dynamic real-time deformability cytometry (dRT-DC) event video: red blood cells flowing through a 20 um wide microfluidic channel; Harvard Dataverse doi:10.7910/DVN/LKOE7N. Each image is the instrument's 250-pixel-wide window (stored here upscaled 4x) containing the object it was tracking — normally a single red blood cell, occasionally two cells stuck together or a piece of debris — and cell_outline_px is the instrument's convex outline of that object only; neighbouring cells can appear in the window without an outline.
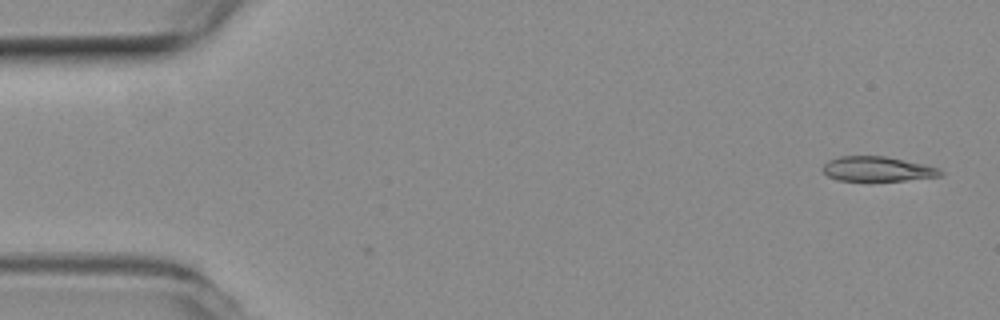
{"species": "common noctule bat (a hibernating species)", "species_latin": "Nyctalus noctula", "temperature_condition": "room temperature", "stored_images_in_passage": 6, "camera_frame_rate_fps": 3000, "um_per_image_px": 0.085, "animal": {"sex": "female", "body_mass_g": 19.3, "forearm_length_mm": 54.1}, "frame": {"image": 1, "passage_image": 1, "time_ms": 0.0, "image_size_px": [1000, 320], "cell_outline_px": [[944, 176], [904, 180], [836, 180], [828, 176], [820, 168], [828, 160], [840, 156], [884, 156], [924, 164], [940, 168], [944, 172]], "centroid_in_image_um": [74.59, 14.36], "position_along_channel_um": 10.4, "area_um2": 16.99}}
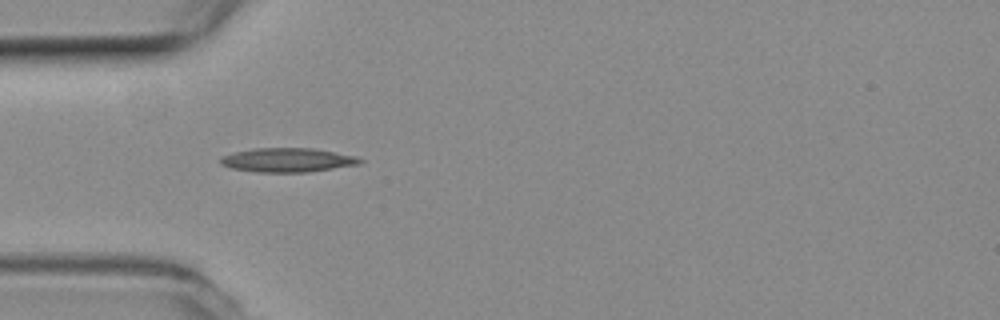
{"frame": {"image": 2, "passage_image": 5, "time_ms": 1.333, "image_size_px": [1000, 320], "cell_outline_px": [[364, 160], [360, 164], [308, 172], [256, 172], [232, 168], [220, 164], [220, 156], [252, 148], [312, 148], [356, 156]], "centroid_in_image_um": [24.43, 13.6], "position_along_channel_um": 60.6, "area_um2": 19.54}}
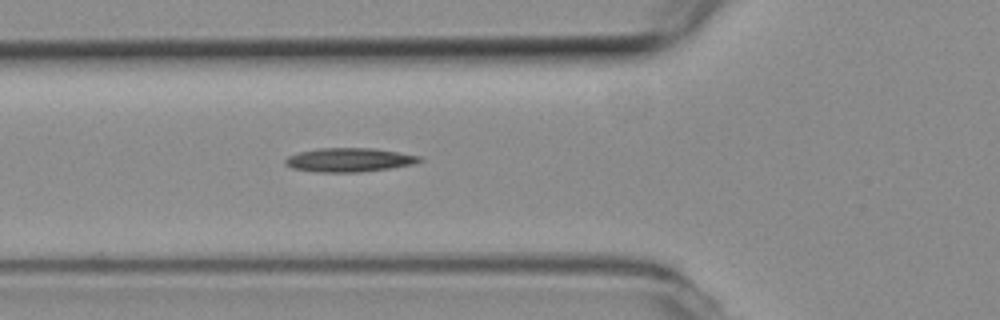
{"frame": {"image": 3, "passage_image": 6, "time_ms": 1.667, "image_size_px": [1000, 320], "cell_outline_px": [[424, 160], [412, 164], [388, 168], [360, 172], [320, 172], [292, 168], [284, 164], [284, 160], [288, 156], [300, 152], [320, 148], [376, 148], [400, 152], [420, 156]], "centroid_in_image_um": [29.69, 13.58], "position_along_channel_um": 96.1, "area_um2": 18.61}}